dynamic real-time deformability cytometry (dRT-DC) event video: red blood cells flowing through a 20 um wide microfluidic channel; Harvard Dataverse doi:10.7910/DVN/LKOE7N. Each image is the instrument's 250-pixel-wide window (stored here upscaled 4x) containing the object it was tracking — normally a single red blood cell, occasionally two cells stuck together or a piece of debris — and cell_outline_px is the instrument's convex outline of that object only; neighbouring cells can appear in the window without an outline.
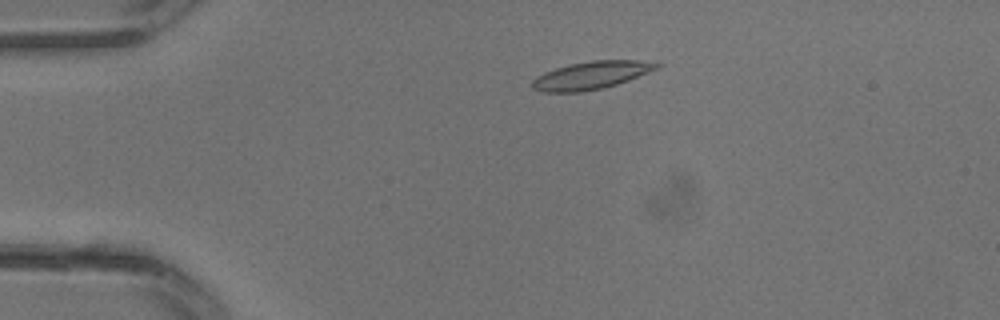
{"species": "common noctule bat (a hibernating species)", "species_latin": "Nyctalus noctula", "temperature_condition": "warm", "stored_images_in_passage": 10, "camera_frame_rate_fps": 3000, "um_per_image_px": 0.085, "animal": {"sex": "male", "body_mass_g": 13.3}, "frame": {"image": 1, "passage_image": 3, "time_ms": 0.667, "image_size_px": [1000, 320], "cell_outline_px": [[664, 64], [660, 68], [628, 80], [604, 88], [580, 92], [544, 92], [532, 88], [532, 80], [536, 76], [544, 72], [556, 68], [572, 64], [592, 60], [640, 60]], "centroid_in_image_um": [50.28, 6.4], "position_along_channel_um": 34.7, "area_um2": 20.17}}
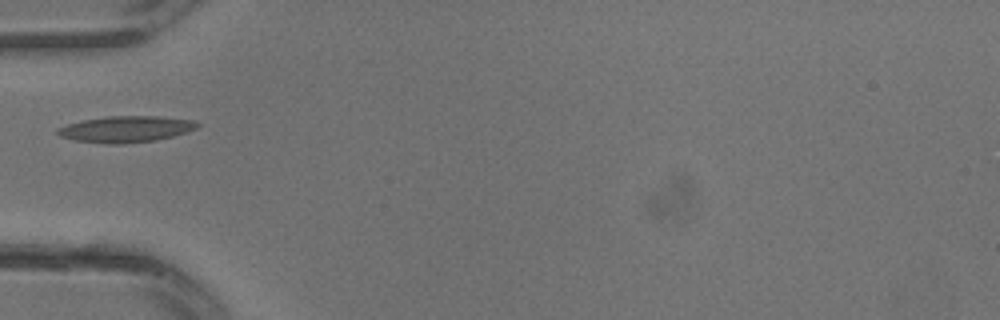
{"frame": {"image": 2, "passage_image": 7, "time_ms": 2.0, "image_size_px": [1000, 320], "cell_outline_px": [[200, 124], [196, 128], [172, 136], [156, 140], [124, 144], [108, 144], [76, 140], [60, 136], [56, 132], [56, 128], [68, 124], [84, 120], [108, 116], [156, 116], [192, 120]], "centroid_in_image_um": [10.67, 10.98], "position_along_channel_um": 74.3, "area_um2": 21.15}}
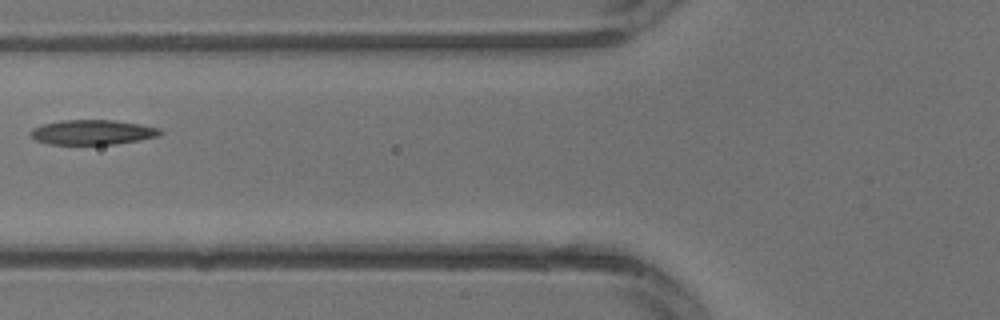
{"frame": {"image": 3, "passage_image": 9, "time_ms": 2.667, "image_size_px": [1000, 320], "cell_outline_px": [[164, 132], [160, 136], [140, 140], [116, 144], [48, 144], [36, 140], [28, 132], [32, 128], [44, 124], [64, 120], [116, 120], [140, 124], [160, 128]], "centroid_in_image_um": [7.91, 11.24], "position_along_channel_um": 117.9, "area_um2": 18.84}}